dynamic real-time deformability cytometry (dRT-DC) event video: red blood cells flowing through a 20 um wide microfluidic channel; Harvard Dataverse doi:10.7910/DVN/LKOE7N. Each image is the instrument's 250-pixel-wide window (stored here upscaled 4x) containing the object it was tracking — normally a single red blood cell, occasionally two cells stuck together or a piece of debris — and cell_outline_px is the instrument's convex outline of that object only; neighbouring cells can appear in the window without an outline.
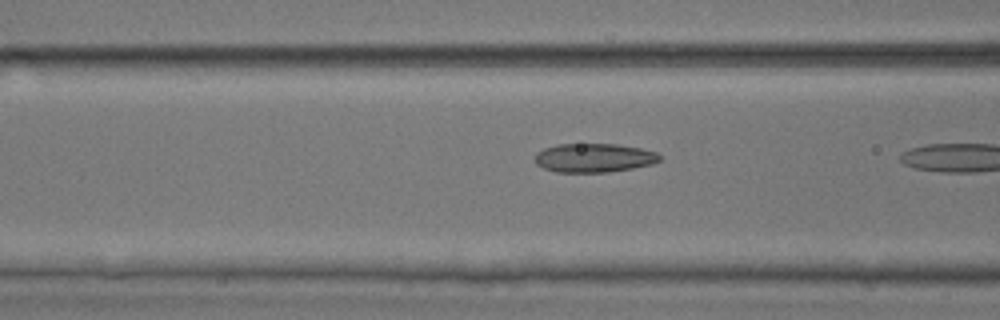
{"species": "common noctule bat (a hibernating species)", "species_latin": "Nyctalus noctula", "temperature_condition": "room temperature", "stored_images_in_passage": 10, "camera_frame_rate_fps": 3000, "um_per_image_px": 0.085, "animal": {"sex": "male", "body_mass_g": 17.9, "forearm_length_mm": 54.2}, "frame": {"image": 1, "passage_image": 9, "time_ms": 2.667, "image_size_px": [1000, 320], "cell_outline_px": [[660, 160], [652, 164], [632, 168], [608, 172], [556, 172], [544, 168], [536, 164], [536, 152], [544, 148], [556, 144], [616, 144], [640, 148], [656, 152], [660, 156]], "centroid_in_image_um": [50.47, 13.41], "position_along_channel_um": 116.1, "area_um2": 20.92}}